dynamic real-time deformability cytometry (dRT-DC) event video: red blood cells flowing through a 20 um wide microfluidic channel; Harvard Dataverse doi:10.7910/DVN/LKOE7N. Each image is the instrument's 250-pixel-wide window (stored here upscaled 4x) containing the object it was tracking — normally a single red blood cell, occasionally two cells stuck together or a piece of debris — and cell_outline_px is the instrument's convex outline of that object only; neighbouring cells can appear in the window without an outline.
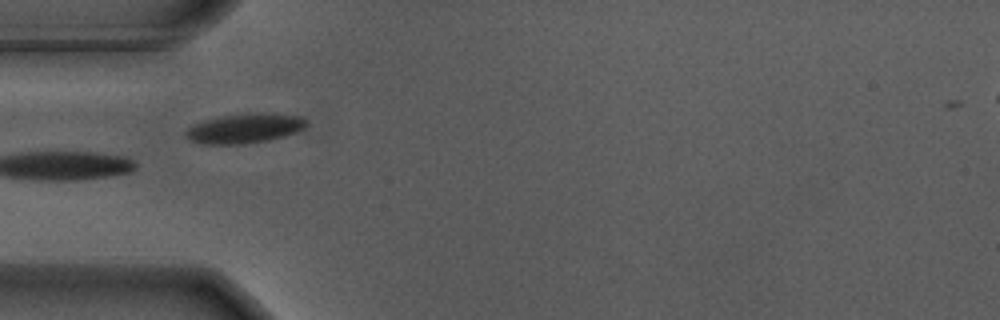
{"species": "Egyptian fruit bat (a non-hibernating species)", "species_latin": "Rousettus aegyptiacus", "temperature_condition": "warm", "stored_images_in_passage": 30, "camera_frame_rate_fps": 3000, "um_per_image_px": 0.085, "animal": {"sex": "male"}, "frame": {"image": 1, "passage_image": 1, "time_ms": 0.0, "image_size_px": [1000, 320], "cell_outline_px": [[308, 124], [304, 128], [296, 132], [284, 136], [268, 140], [244, 144], [200, 144], [192, 140], [184, 132], [188, 128], [204, 120], [224, 116], [252, 112], [304, 116], [308, 120]], "centroid_in_image_um": [20.86, 10.9], "position_along_channel_um": 64.1, "area_um2": 20.75}, "authors_computed_cell_mechanics": {"area_um2": 26.2412, "velocity_mm_per_s": 3.6621, "shape_relaxation_time_tau1_ms": 2.4772, "shape_relaxation_time_tau2_ms": null, "deformation_change_tau1": 0.1489, "deformation_change_tau2": null}}